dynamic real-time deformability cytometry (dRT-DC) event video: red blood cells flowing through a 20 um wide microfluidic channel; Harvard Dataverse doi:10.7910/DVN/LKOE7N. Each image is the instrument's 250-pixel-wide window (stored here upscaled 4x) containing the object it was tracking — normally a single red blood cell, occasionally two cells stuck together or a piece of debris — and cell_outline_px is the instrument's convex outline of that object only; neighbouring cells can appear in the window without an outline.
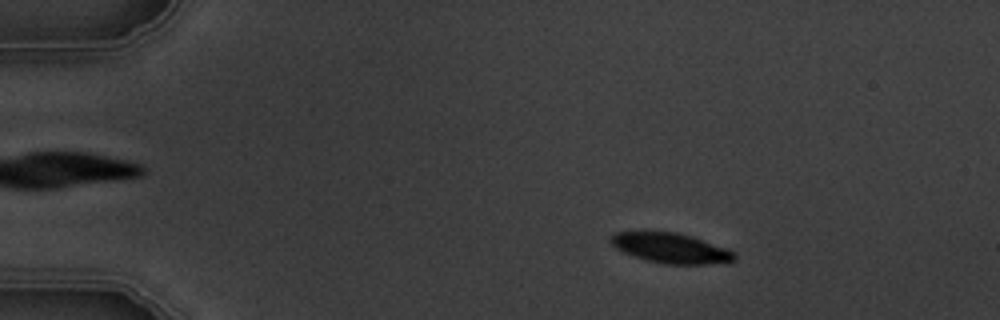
{"species": "common noctule bat (a hibernating species)", "species_latin": "Nyctalus noctula", "temperature_condition": "warm", "stored_images_in_passage": 4, "camera_frame_rate_fps": 3000, "um_per_image_px": 0.085, "animal": {"sex": "male", "body_mass_g": 19.5, "forearm_length_mm": 54.6}, "frame": {"image": 1, "passage_image": 2, "time_ms": 1.0, "image_size_px": [1000, 320], "cell_outline_px": [[736, 260], [728, 264], [664, 264], [648, 260], [624, 252], [616, 248], [608, 240], [616, 232], [676, 232], [692, 236], [736, 252]], "centroid_in_image_um": [57.1, 21.1], "position_along_channel_um": 27.9, "area_um2": 21.62}}